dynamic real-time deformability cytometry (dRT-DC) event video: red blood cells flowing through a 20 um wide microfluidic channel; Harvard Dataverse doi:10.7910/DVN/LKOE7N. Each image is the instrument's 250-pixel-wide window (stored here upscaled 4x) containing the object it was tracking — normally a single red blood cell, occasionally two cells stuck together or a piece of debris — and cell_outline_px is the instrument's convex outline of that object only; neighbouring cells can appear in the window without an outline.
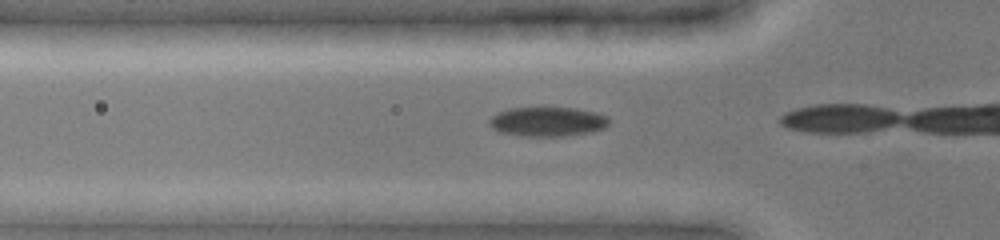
{"species": "common noctule bat (a hibernating species)", "species_latin": "Nyctalus noctula", "temperature_condition": "cold", "stored_images_in_passage": 13, "camera_frame_rate_fps": 3000, "um_per_image_px": 0.085, "animal": {"sex": "female", "body_mass_g": 19.0, "forearm_length_mm": 51.5}, "frame": {"image": 1, "passage_image": 11, "time_ms": 3.333, "image_size_px": [1000, 240], "cell_outline_px": [[608, 124], [604, 128], [592, 132], [564, 136], [520, 136], [500, 132], [492, 128], [488, 124], [488, 120], [496, 112], [508, 108], [576, 108], [596, 112], [608, 116]], "centroid_in_image_um": [46.51, 10.34], "position_along_channel_um": 79.3, "area_um2": 20.69}}